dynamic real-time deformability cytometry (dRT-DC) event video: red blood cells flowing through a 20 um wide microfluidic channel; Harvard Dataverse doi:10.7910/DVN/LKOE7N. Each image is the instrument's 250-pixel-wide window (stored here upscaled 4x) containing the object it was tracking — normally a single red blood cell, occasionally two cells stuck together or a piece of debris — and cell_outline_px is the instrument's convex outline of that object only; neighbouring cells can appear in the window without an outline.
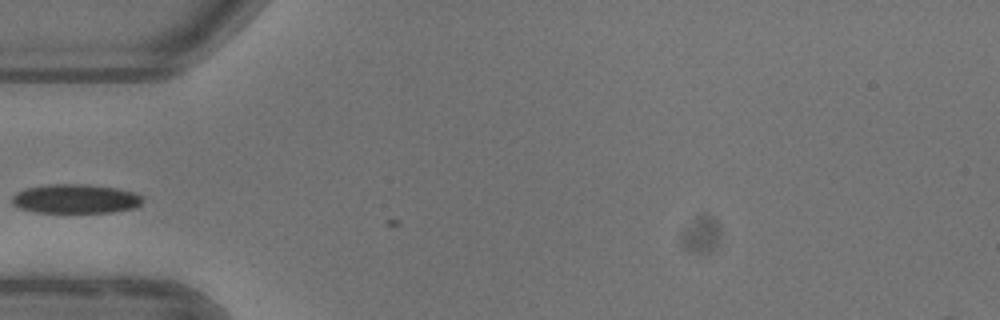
{"species": "common noctule bat (a hibernating species)", "species_latin": "Nyctalus noctula", "temperature_condition": "warm", "stored_images_in_passage": 2, "camera_frame_rate_fps": 3000, "um_per_image_px": 0.085, "animal": {"sex": "female"}, "frame": {"image": 1, "passage_image": 1, "time_ms": 0.0, "image_size_px": [1000, 320], "cell_outline_px": [[144, 200], [140, 208], [112, 212], [32, 212], [16, 208], [12, 204], [12, 196], [16, 192], [24, 188], [48, 184], [84, 184], [116, 188], [136, 192]], "centroid_in_image_um": [6.42, 16.9], "position_along_channel_um": 78.6, "area_um2": 22.66}}